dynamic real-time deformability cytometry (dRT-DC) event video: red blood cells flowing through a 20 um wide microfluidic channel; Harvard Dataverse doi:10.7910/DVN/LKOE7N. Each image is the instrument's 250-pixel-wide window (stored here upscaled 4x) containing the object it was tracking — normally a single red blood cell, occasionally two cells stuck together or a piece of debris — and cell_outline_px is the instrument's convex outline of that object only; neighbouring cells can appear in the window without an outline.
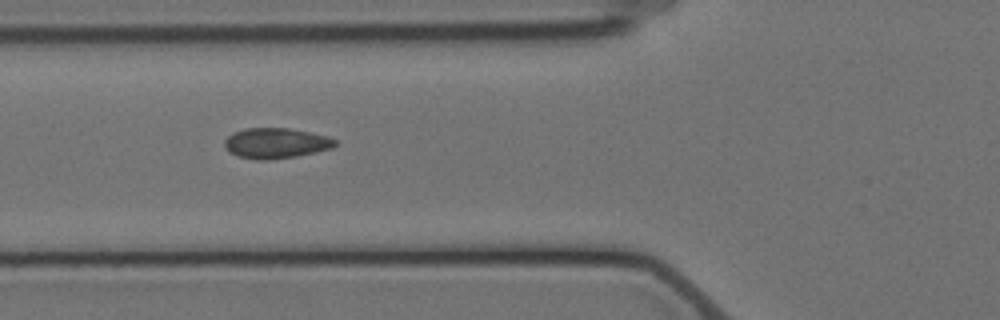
{"species": "Egyptian fruit bat (a non-hibernating species)", "species_latin": "Rousettus aegyptiacus", "temperature_condition": "cold", "stored_images_in_passage": 5, "camera_frame_rate_fps": 3000, "um_per_image_px": 0.085, "animal": {"sex": "female"}, "frame": {"image": 1, "passage_image": 4, "time_ms": 3.667, "image_size_px": [1000, 320], "cell_outline_px": [[336, 144], [332, 148], [316, 152], [296, 156], [268, 160], [256, 160], [240, 156], [228, 152], [224, 144], [224, 140], [232, 132], [244, 128], [288, 128], [328, 136], [336, 140]], "centroid_in_image_um": [23.42, 12.17], "position_along_channel_um": 102.4, "area_um2": 19.59}}
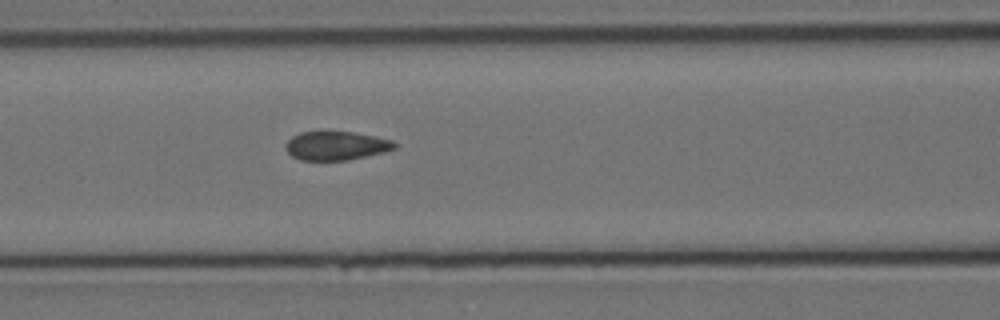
{"frame": {"image": 2, "passage_image": 5, "time_ms": 4.667, "image_size_px": [1000, 320], "cell_outline_px": [[396, 148], [384, 152], [348, 160], [300, 160], [292, 156], [284, 148], [284, 144], [292, 136], [300, 132], [320, 128], [328, 128], [376, 136], [392, 140], [396, 144]], "centroid_in_image_um": [28.51, 12.33], "position_along_channel_um": 138.1, "area_um2": 19.13}}